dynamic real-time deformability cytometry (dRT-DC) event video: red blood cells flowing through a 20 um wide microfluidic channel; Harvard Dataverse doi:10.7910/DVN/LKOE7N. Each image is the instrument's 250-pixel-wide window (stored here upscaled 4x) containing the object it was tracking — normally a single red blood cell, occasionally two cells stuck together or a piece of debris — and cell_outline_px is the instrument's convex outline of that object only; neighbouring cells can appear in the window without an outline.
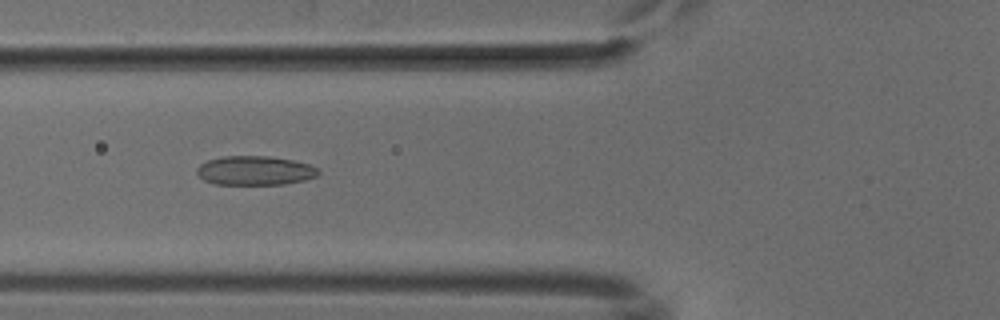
{"species": "common noctule bat (a hibernating species)", "species_latin": "Nyctalus noctula", "temperature_condition": "cold", "stored_images_in_passage": 51, "camera_frame_rate_fps": 3000, "um_per_image_px": 0.085, "animal": {"sex": "male", "body_mass_g": 18.8}, "frame": {"image": 1, "passage_image": 19, "time_ms": 6.0, "image_size_px": [1000, 320], "cell_outline_px": [[320, 172], [316, 176], [304, 180], [284, 184], [216, 184], [204, 180], [196, 172], [196, 168], [200, 164], [208, 160], [224, 156], [268, 156], [292, 160], [308, 164], [316, 168]], "centroid_in_image_um": [21.65, 14.49], "position_along_channel_um": 104.2, "area_um2": 20.46}}
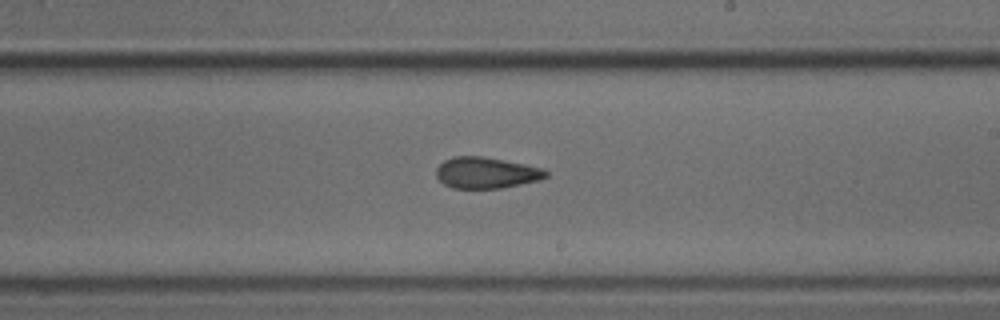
{"frame": {"image": 2, "passage_image": 30, "time_ms": 9.667, "image_size_px": [1000, 320], "cell_outline_px": [[548, 176], [540, 180], [500, 188], [452, 188], [444, 184], [436, 176], [436, 168], [444, 160], [452, 156], [484, 156], [544, 168], [548, 172]], "centroid_in_image_um": [41.33, 14.68], "position_along_channel_um": 247.7, "area_um2": 20.0}}
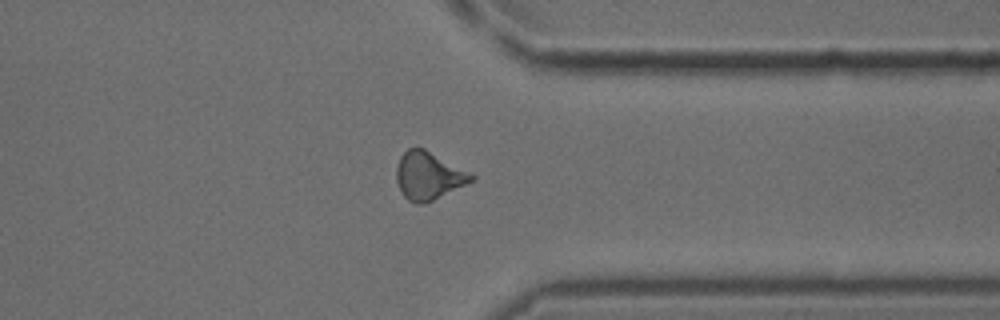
{"frame": {"image": 3, "passage_image": 40, "time_ms": 13.0, "image_size_px": [1000, 320], "cell_outline_px": [[476, 176], [472, 180], [424, 204], [416, 204], [408, 200], [404, 196], [396, 180], [396, 168], [400, 156], [408, 148], [424, 148], [472, 172]], "centroid_in_image_um": [36.41, 14.91], "position_along_channel_um": 375.0, "area_um2": 20.69}}